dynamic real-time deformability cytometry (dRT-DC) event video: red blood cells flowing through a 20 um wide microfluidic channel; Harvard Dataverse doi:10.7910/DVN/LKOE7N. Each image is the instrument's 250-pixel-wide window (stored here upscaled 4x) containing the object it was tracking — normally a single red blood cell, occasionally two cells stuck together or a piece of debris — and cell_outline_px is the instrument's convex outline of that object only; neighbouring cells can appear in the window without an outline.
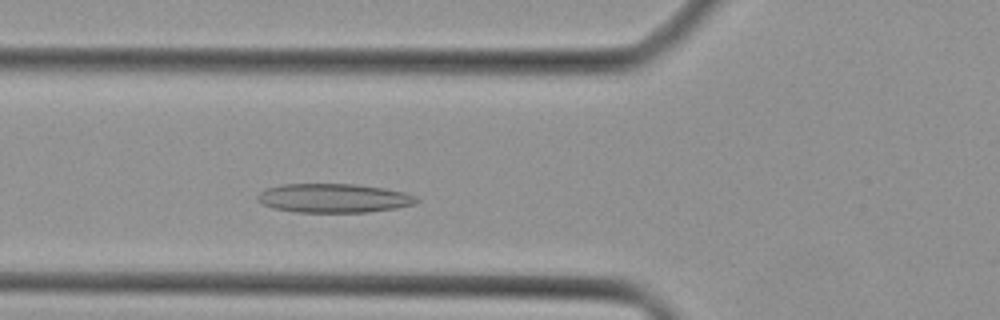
{"species": "Egyptian fruit bat (a non-hibernating species)", "species_latin": "Rousettus aegyptiacus", "temperature_condition": "cold", "stored_images_in_passage": 32, "camera_frame_rate_fps": 3000, "um_per_image_px": 0.085, "animal": {"sex": "female"}, "frame": {"image": 1, "passage_image": 4, "time_ms": 1.0, "image_size_px": [1000, 320], "cell_outline_px": [[420, 200], [416, 204], [396, 208], [368, 212], [296, 212], [272, 208], [256, 200], [256, 196], [264, 188], [280, 184], [356, 184], [384, 188], [404, 192], [416, 196]], "centroid_in_image_um": [28.35, 16.84], "position_along_channel_um": 97.4, "area_um2": 27.11}}
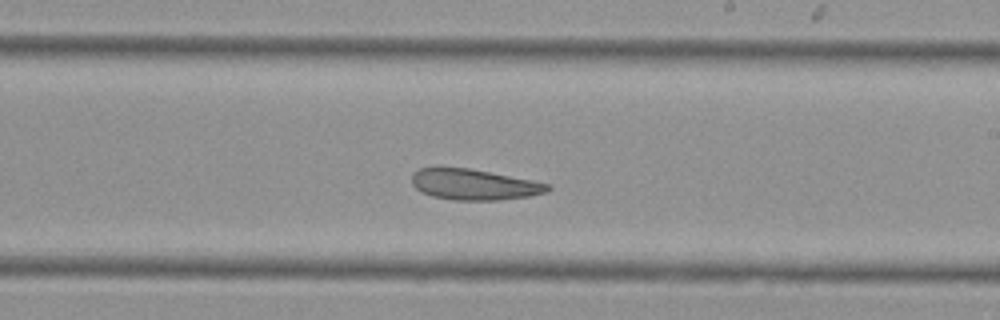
{"frame": {"image": 2, "passage_image": 14, "time_ms": 4.333, "image_size_px": [1000, 320], "cell_outline_px": [[552, 188], [548, 192], [528, 196], [500, 200], [452, 200], [432, 196], [420, 192], [412, 184], [412, 172], [420, 168], [468, 168], [532, 180], [552, 184]], "centroid_in_image_um": [40.31, 15.69], "position_along_channel_um": 248.7, "area_um2": 24.39}}
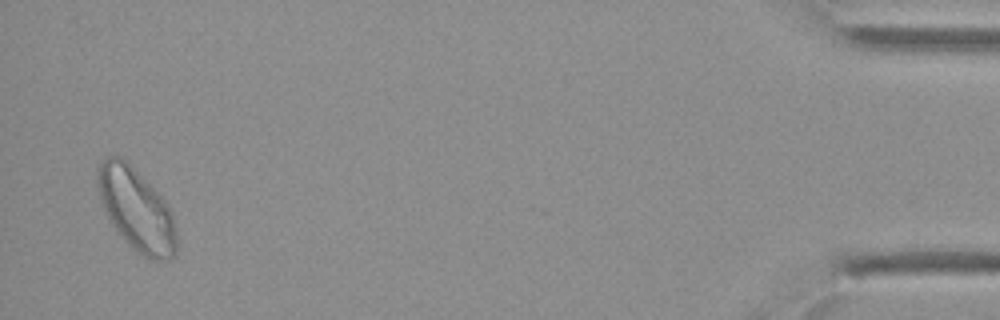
{"frame": {"image": 3, "passage_image": 31, "time_ms": 10.0, "image_size_px": [1000, 320], "cell_outline_px": [[176, 256], [168, 260], [152, 260], [136, 252], [128, 244], [112, 224], [100, 200], [96, 184], [96, 168], [100, 160], [108, 156], [120, 156], [128, 160], [164, 200], [172, 212], [176, 228]], "centroid_in_image_um": [11.57, 17.78], "position_along_channel_um": 423.6, "area_um2": 38.26}}